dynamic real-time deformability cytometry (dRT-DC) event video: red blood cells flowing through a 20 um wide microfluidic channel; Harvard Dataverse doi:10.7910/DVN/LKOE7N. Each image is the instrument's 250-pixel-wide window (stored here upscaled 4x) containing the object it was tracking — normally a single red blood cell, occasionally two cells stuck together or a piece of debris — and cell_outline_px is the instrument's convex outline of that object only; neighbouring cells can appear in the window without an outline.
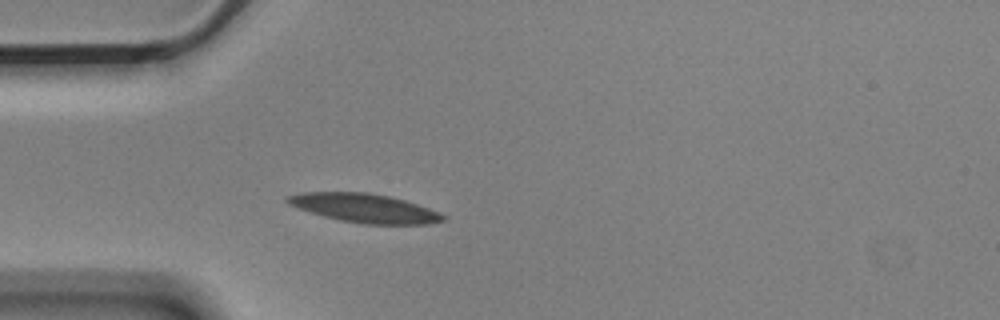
{"species": "Egyptian fruit bat (a non-hibernating species)", "species_latin": "Rousettus aegyptiacus", "temperature_condition": "cold", "stored_images_in_passage": 4, "camera_frame_rate_fps": 3000, "um_per_image_px": 0.085, "animal": {"sex": "male"}, "frame": {"image": 1, "passage_image": 4, "time_ms": 1.0, "image_size_px": [1000, 320], "cell_outline_px": [[448, 216], [444, 220], [432, 224], [364, 224], [340, 220], [324, 216], [296, 208], [288, 204], [284, 200], [284, 196], [300, 192], [368, 192], [388, 196], [404, 200], [440, 212]], "centroid_in_image_um": [30.95, 17.68], "position_along_channel_um": 54.0, "area_um2": 26.3}}